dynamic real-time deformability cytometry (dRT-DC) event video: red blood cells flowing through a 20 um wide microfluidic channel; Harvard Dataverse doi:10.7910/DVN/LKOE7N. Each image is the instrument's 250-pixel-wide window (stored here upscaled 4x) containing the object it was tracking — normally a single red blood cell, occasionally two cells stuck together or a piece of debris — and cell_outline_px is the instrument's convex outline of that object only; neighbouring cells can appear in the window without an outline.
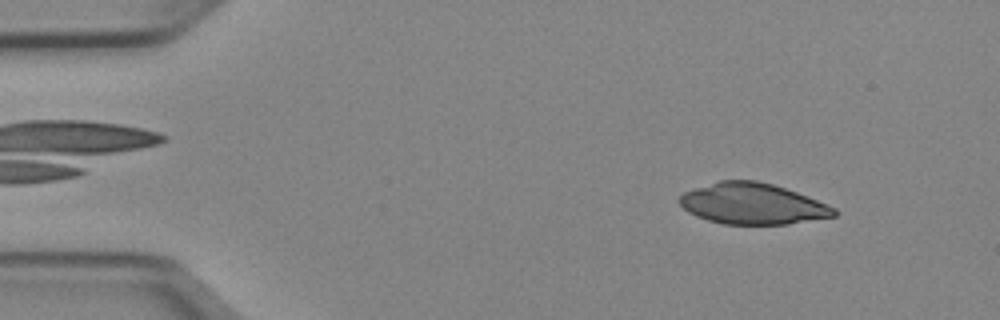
{"species": "Egyptian fruit bat (a non-hibernating species)", "species_latin": "Rousettus aegyptiacus", "temperature_condition": "cold", "stored_images_in_passage": 49, "camera_frame_rate_fps": 3000, "um_per_image_px": 0.085, "animal": {"sex": "female"}, "frame": {"image": 1, "passage_image": 5, "time_ms": 1.333, "image_size_px": [1000, 320], "cell_outline_px": [[836, 216], [788, 224], [724, 224], [708, 220], [696, 216], [688, 212], [676, 200], [684, 192], [720, 180], [756, 180], [772, 184], [808, 196], [836, 208]], "centroid_in_image_um": [63.95, 17.32], "position_along_channel_um": 21.0, "area_um2": 36.82}}